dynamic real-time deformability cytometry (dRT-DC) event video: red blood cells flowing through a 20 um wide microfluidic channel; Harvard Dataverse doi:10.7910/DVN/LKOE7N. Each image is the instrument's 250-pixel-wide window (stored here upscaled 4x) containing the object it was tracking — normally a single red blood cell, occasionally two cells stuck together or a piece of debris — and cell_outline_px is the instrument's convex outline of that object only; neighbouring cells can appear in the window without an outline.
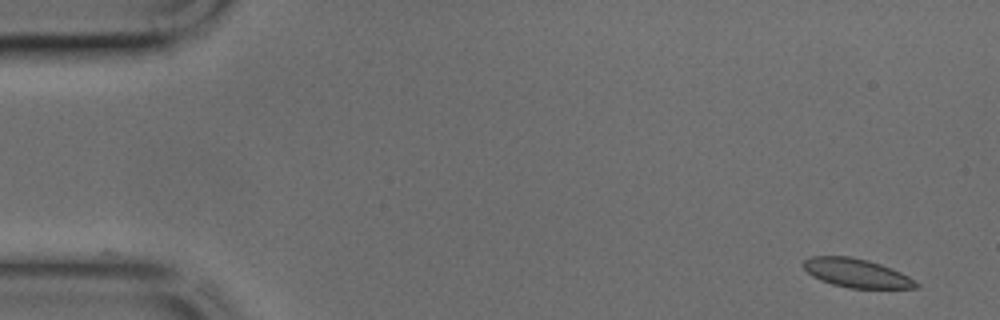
{"species": "common noctule bat (a hibernating species)", "species_latin": "Nyctalus noctula", "temperature_condition": "cold", "stored_images_in_passage": 10, "camera_frame_rate_fps": 3000, "um_per_image_px": 0.085, "animal": {"sex": "male", "body_mass_g": 17.9, "forearm_length_mm": 54.2}, "frame": {"image": 1, "passage_image": 1, "time_ms": 0.0, "image_size_px": [1000, 320], "cell_outline_px": [[920, 288], [848, 288], [832, 284], [820, 280], [812, 276], [804, 268], [804, 260], [812, 256], [852, 256], [868, 260], [892, 268], [908, 276], [920, 284]], "centroid_in_image_um": [72.82, 23.21], "position_along_channel_um": 12.2, "area_um2": 18.9}}